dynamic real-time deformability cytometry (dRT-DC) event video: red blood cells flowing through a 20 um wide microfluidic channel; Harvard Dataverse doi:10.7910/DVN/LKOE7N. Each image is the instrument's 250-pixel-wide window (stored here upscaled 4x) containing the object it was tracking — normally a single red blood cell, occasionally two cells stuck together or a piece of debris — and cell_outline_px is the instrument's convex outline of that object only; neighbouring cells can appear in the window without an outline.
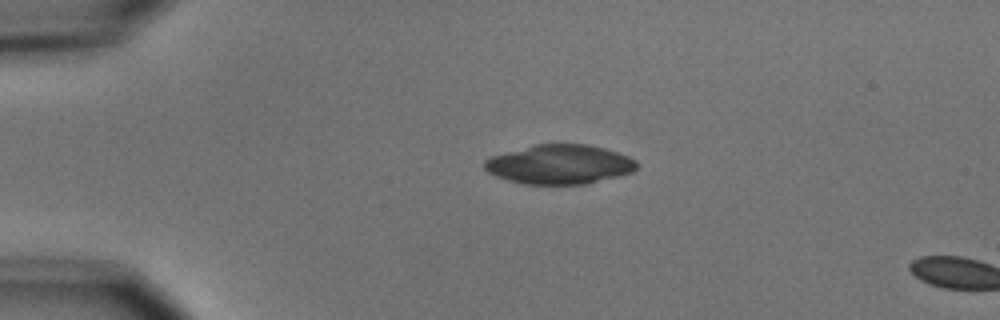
{"species": "common noctule bat (a hibernating species)", "species_latin": "Nyctalus noctula", "temperature_condition": "cold", "stored_images_in_passage": 3, "camera_frame_rate_fps": 3000, "um_per_image_px": 0.085, "animal": {"sex": "male", "body_mass_g": 15.6}, "frame": {"image": 1, "passage_image": 2, "time_ms": 2.0, "image_size_px": [1000, 320], "cell_outline_px": [[636, 168], [632, 172], [620, 176], [584, 184], [524, 184], [508, 180], [496, 176], [488, 172], [484, 168], [484, 160], [492, 156], [536, 144], [588, 144], [604, 148], [628, 156], [636, 160]], "centroid_in_image_um": [47.56, 13.98], "position_along_channel_um": 37.4, "area_um2": 34.74}}